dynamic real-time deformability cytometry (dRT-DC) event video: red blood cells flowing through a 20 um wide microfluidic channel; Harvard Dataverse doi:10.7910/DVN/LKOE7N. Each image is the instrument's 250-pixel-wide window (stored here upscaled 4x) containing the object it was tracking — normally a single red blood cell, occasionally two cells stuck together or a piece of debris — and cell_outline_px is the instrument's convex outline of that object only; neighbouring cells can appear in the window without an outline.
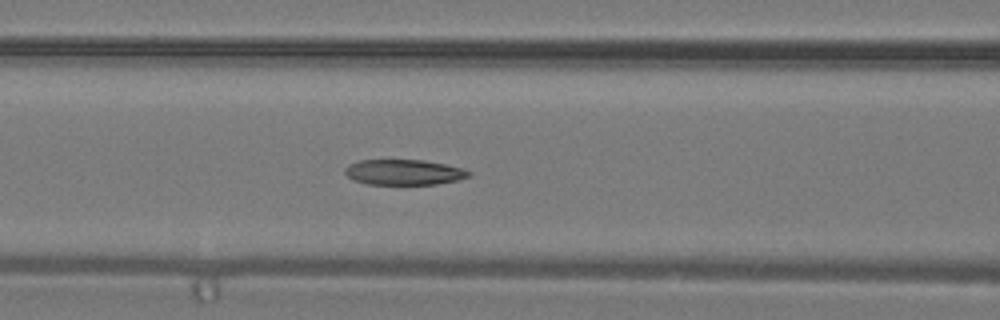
{"species": "common noctule bat (a hibernating species)", "species_latin": "Nyctalus noctula", "temperature_condition": "warm", "stored_images_in_passage": 37, "camera_frame_rate_fps": 3000, "um_per_image_px": 0.085, "animal": {"sex": "male", "body_mass_g": 19.2, "forearm_length_mm": 51.8}, "frame": {"image": 1, "passage_image": 15, "time_ms": 4.667, "image_size_px": [1000, 320], "cell_outline_px": [[472, 176], [460, 180], [436, 184], [368, 184], [352, 180], [344, 172], [344, 168], [348, 164], [360, 160], [424, 160], [464, 168], [472, 172]], "centroid_in_image_um": [34.36, 14.64], "position_along_channel_um": 132.2, "area_um2": 18.55}}
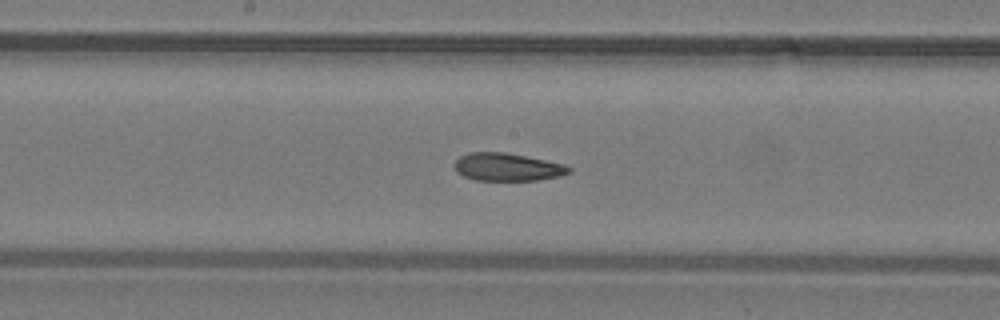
{"frame": {"image": 2, "passage_image": 19, "time_ms": 6.0, "image_size_px": [1000, 320], "cell_outline_px": [[572, 172], [560, 176], [536, 180], [476, 180], [464, 176], [456, 172], [452, 164], [460, 156], [468, 152], [504, 152], [564, 164], [572, 168]], "centroid_in_image_um": [43.09, 14.2], "position_along_channel_um": 205.1, "area_um2": 18.55}}
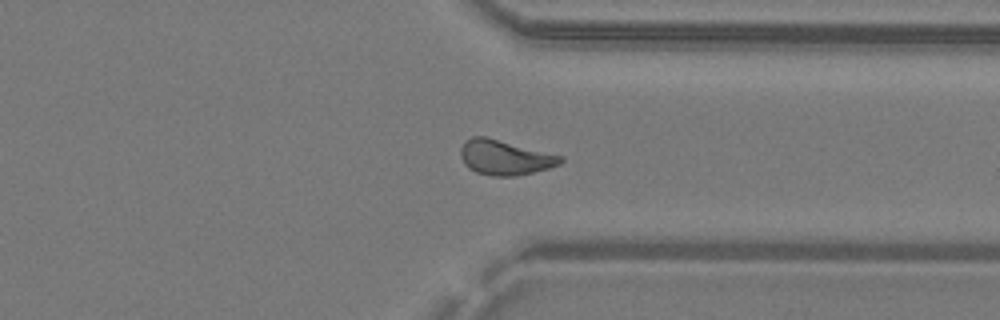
{"frame": {"image": 3, "passage_image": 28, "time_ms": 9.0, "image_size_px": [1000, 320], "cell_outline_px": [[564, 160], [560, 164], [548, 168], [516, 176], [492, 176], [476, 172], [468, 168], [464, 164], [460, 156], [460, 148], [464, 140], [472, 136], [484, 136], [564, 156]], "centroid_in_image_um": [42.89, 13.38], "position_along_channel_um": 368.5, "area_um2": 20.4}}